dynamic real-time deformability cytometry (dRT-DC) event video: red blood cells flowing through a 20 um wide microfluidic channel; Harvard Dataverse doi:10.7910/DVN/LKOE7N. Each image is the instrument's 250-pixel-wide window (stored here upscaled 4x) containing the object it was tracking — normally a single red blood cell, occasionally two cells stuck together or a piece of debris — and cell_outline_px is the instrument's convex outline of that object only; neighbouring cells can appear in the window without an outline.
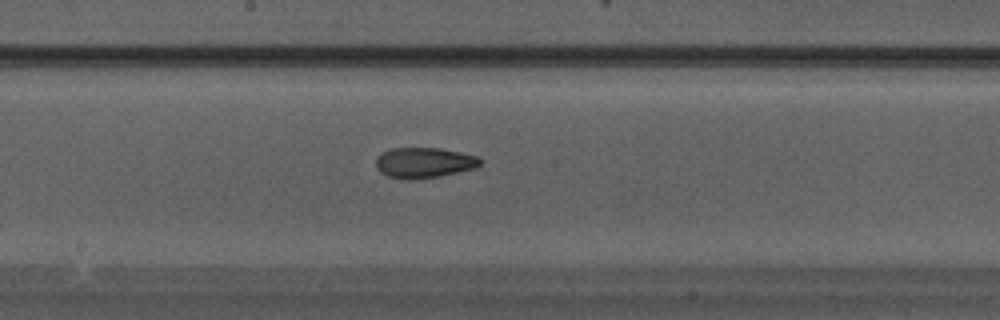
{"species": "Egyptian fruit bat (a non-hibernating species)", "species_latin": "Rousettus aegyptiacus", "temperature_condition": "warm", "stored_images_in_passage": 27, "camera_frame_rate_fps": 3000, "um_per_image_px": 0.085, "animal": {"sex": "male"}, "frame": {"image": 1, "passage_image": 12, "time_ms": 3.667, "image_size_px": [1000, 320], "cell_outline_px": [[480, 164], [476, 168], [440, 176], [412, 180], [408, 180], [388, 176], [380, 172], [376, 168], [376, 156], [380, 152], [392, 148], [440, 148], [480, 156]], "centroid_in_image_um": [36.02, 13.82], "position_along_channel_um": 212.2, "area_um2": 18.73}}
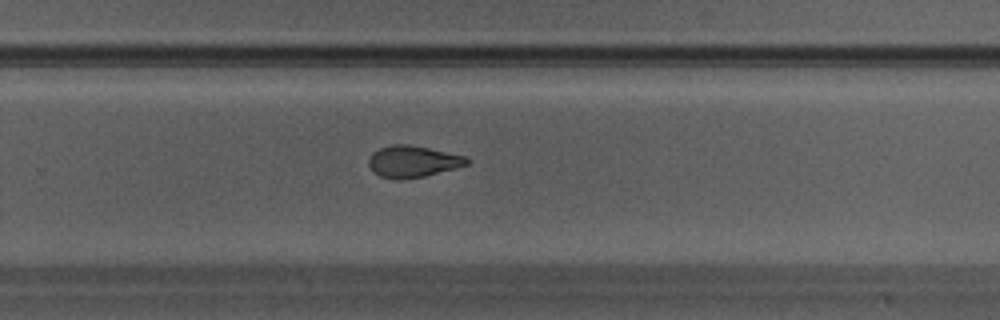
{"frame": {"image": 2, "passage_image": 16, "time_ms": 5.0, "image_size_px": [1000, 320], "cell_outline_px": [[468, 164], [456, 168], [424, 176], [400, 180], [396, 180], [380, 176], [372, 172], [368, 164], [368, 160], [372, 152], [380, 148], [392, 144], [408, 144], [428, 148], [464, 156], [468, 160]], "centroid_in_image_um": [35.02, 13.73], "position_along_channel_um": 294.8, "area_um2": 18.03}}